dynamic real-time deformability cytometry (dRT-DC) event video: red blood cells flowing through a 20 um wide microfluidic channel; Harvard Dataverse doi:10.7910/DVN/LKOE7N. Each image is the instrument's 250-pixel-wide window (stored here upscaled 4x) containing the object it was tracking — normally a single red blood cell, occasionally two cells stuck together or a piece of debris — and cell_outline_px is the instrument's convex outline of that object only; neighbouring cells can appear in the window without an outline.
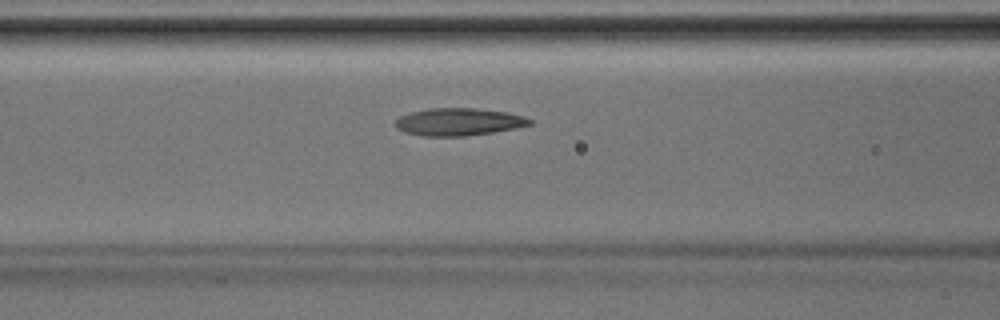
{"species": "Egyptian fruit bat (a non-hibernating species)", "species_latin": "Rousettus aegyptiacus", "temperature_condition": "room temperature", "stored_images_in_passage": 38, "camera_frame_rate_fps": 3000, "um_per_image_px": 0.085, "animal": {"sex": "male"}, "frame": {"image": 1, "passage_image": 13, "time_ms": 4.0, "image_size_px": [1000, 320], "cell_outline_px": [[532, 124], [516, 128], [492, 132], [464, 136], [424, 136], [404, 132], [396, 128], [396, 120], [400, 116], [412, 112], [432, 108], [476, 108], [508, 112], [524, 116], [532, 120]], "centroid_in_image_um": [39.01, 10.36], "position_along_channel_um": 127.6, "area_um2": 21.44}}
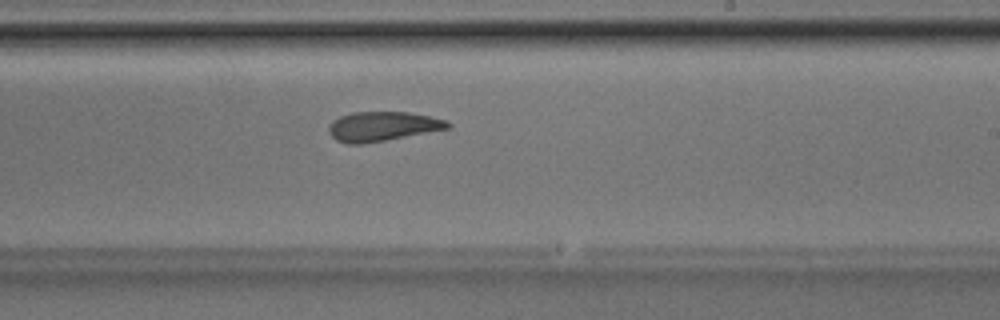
{"frame": {"image": 2, "passage_image": 21, "time_ms": 6.667, "image_size_px": [1000, 320], "cell_outline_px": [[452, 124], [448, 128], [364, 144], [348, 144], [336, 140], [328, 132], [328, 128], [332, 120], [340, 116], [352, 112], [408, 112], [448, 120]], "centroid_in_image_um": [32.47, 10.74], "position_along_channel_um": 256.5, "area_um2": 20.35}}
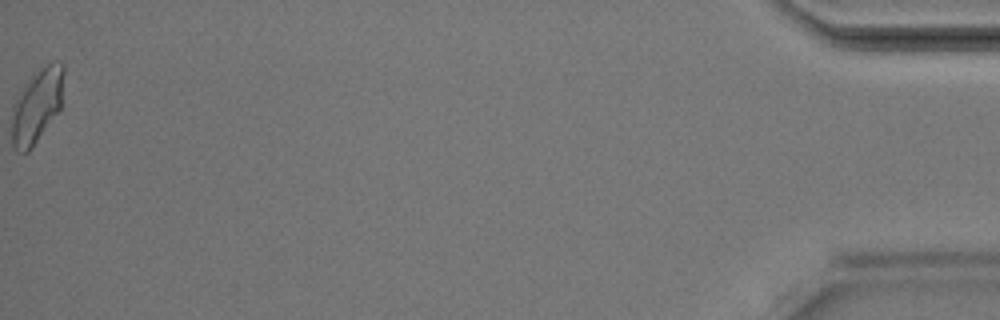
{"frame": {"image": 3, "passage_image": 38, "time_ms": 12.333, "image_size_px": [1000, 320], "cell_outline_px": [[64, 72], [60, 108], [28, 152], [16, 152], [12, 148], [12, 104], [20, 92], [48, 64], [56, 60], [64, 64]], "centroid_in_image_um": [3.12, 9.05], "position_along_channel_um": 432.1, "area_um2": 21.56}}